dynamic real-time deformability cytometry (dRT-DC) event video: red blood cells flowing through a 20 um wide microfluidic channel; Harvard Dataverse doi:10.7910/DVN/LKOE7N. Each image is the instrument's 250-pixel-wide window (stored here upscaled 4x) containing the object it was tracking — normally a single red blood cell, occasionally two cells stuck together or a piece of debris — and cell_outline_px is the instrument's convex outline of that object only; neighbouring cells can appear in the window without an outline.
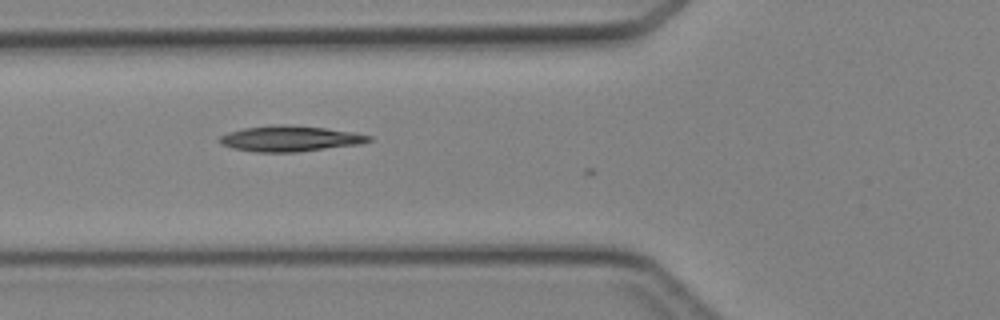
{"species": "Egyptian fruit bat (a non-hibernating species)", "species_latin": "Rousettus aegyptiacus", "temperature_condition": "cold", "stored_images_in_passage": 3, "camera_frame_rate_fps": 3000, "um_per_image_px": 0.085, "animal": {"sex": "female"}, "frame": {"image": 1, "passage_image": 2, "time_ms": 0.333, "image_size_px": [1000, 320], "cell_outline_px": [[372, 140], [360, 144], [296, 152], [256, 152], [232, 148], [220, 144], [216, 140], [220, 136], [228, 132], [244, 128], [276, 124], [284, 124], [324, 128], [352, 132], [372, 136]], "centroid_in_image_um": [24.6, 11.78], "position_along_channel_um": 101.2, "area_um2": 22.31}}